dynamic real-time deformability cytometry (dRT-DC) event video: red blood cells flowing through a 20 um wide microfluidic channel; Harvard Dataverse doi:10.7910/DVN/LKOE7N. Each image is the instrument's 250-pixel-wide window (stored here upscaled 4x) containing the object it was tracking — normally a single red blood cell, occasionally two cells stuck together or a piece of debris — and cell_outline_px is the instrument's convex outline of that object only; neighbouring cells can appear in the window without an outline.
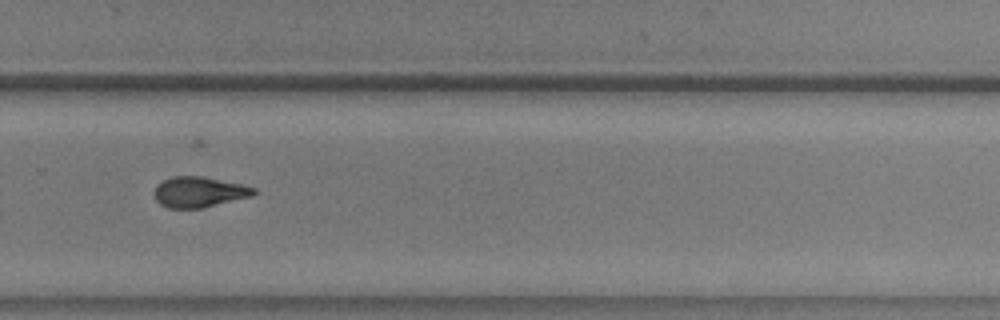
{"species": "common noctule bat (a hibernating species)", "species_latin": "Nyctalus noctula", "temperature_condition": "warm", "stored_images_in_passage": 39, "camera_frame_rate_fps": 3000, "um_per_image_px": 0.085, "animal": {"sex": "male", "body_mass_g": 20.5, "forearm_length_mm": 52.5}, "frame": {"image": 1, "passage_image": 23, "time_ms": 7.333, "image_size_px": [1000, 320], "cell_outline_px": [[260, 192], [252, 196], [200, 208], [168, 208], [160, 204], [156, 200], [152, 192], [156, 184], [172, 176], [200, 176], [240, 184], [256, 188]], "centroid_in_image_um": [16.89, 16.32], "position_along_channel_um": 312.9, "area_um2": 17.74}}
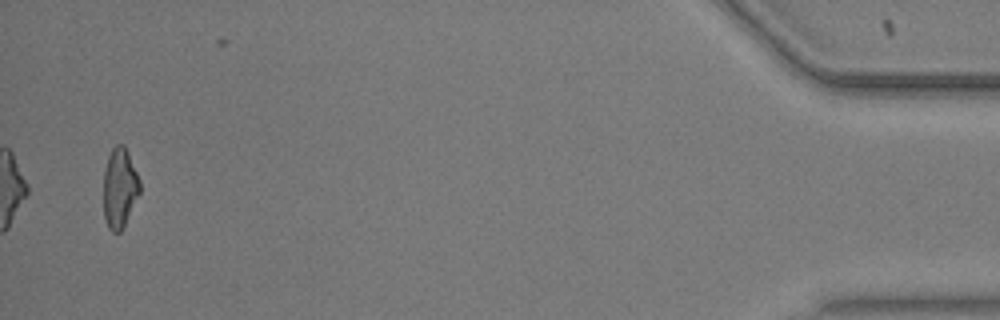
{"frame": {"image": 2, "passage_image": 39, "time_ms": 12.667, "image_size_px": [1000, 320], "cell_outline_px": [[140, 192], [120, 232], [112, 232], [108, 228], [104, 220], [104, 168], [108, 156], [112, 148], [116, 144], [124, 144], [128, 152], [140, 180]], "centroid_in_image_um": [10.16, 15.95], "position_along_channel_um": 425.0, "area_um2": 16.88}, "authors_computed_cell_mechanics": {"area_um2": 17.8024, "velocity_mm_per_s": 3.7016, "shape_relaxation_time_tau1_ms": 4.6174, "shape_relaxation_time_tau2_ms": 4.673, "deformation_change_tau1": 0.1733, "deformation_change_tau2": 0.1289}}